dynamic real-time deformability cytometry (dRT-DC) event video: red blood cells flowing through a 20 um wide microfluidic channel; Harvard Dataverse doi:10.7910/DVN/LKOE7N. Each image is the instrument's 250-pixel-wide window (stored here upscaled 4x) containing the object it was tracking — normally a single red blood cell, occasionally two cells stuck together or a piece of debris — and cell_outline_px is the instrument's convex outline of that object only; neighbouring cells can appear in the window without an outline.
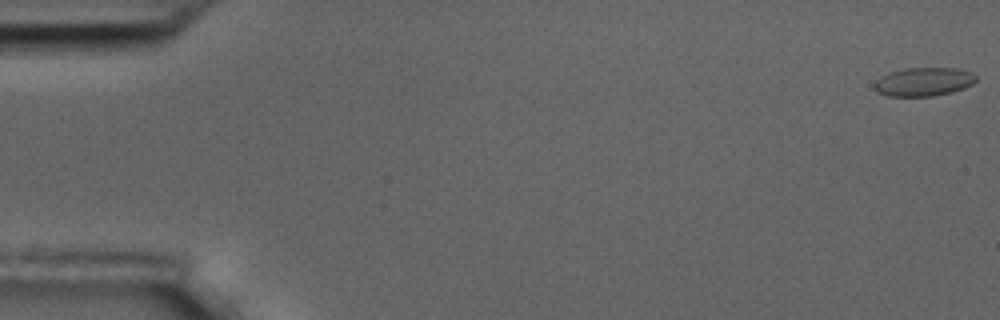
{"species": "common noctule bat (a hibernating species)", "species_latin": "Nyctalus noctula", "temperature_condition": "room temperature", "stored_images_in_passage": 57, "camera_frame_rate_fps": 3000, "um_per_image_px": 0.085, "animal": {"sex": "male", "body_mass_g": 17.5, "forearm_length_mm": 52.3}, "frame": {"image": 1, "passage_image": 1, "time_ms": 0.0, "image_size_px": [1000, 320], "cell_outline_px": [[976, 80], [972, 84], [964, 88], [932, 96], [888, 96], [876, 92], [876, 80], [888, 72], [904, 68], [956, 68], [972, 72], [976, 76]], "centroid_in_image_um": [78.51, 6.94], "position_along_channel_um": 6.5, "area_um2": 16.82}}
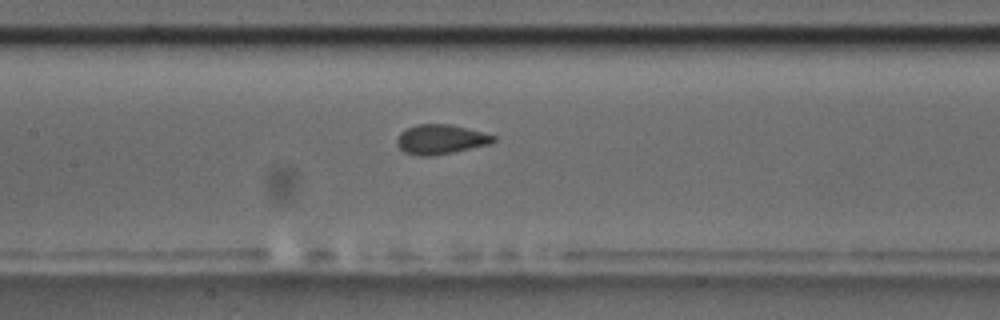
{"frame": {"image": 2, "passage_image": 27, "time_ms": 8.667, "image_size_px": [1000, 320], "cell_outline_px": [[496, 140], [488, 144], [452, 152], [428, 156], [416, 156], [404, 152], [396, 144], [396, 140], [400, 132], [416, 124], [448, 124], [468, 128], [496, 136]], "centroid_in_image_um": [37.42, 11.84], "position_along_channel_um": 170.0, "area_um2": 16.53}}
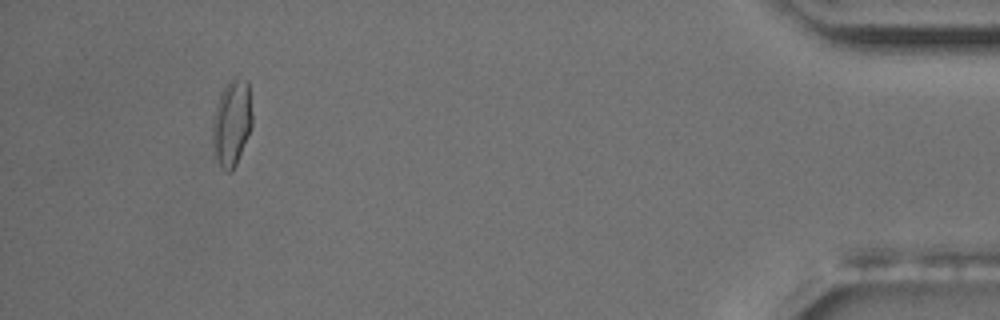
{"frame": {"image": 3, "passage_image": 53, "time_ms": 17.333, "image_size_px": [1000, 320], "cell_outline_px": [[252, 124], [236, 164], [232, 172], [224, 172], [216, 156], [212, 144], [212, 124], [216, 104], [228, 80], [232, 76], [236, 76], [248, 80], [252, 112]], "centroid_in_image_um": [19.7, 10.39], "position_along_channel_um": 415.5, "area_um2": 20.0}}